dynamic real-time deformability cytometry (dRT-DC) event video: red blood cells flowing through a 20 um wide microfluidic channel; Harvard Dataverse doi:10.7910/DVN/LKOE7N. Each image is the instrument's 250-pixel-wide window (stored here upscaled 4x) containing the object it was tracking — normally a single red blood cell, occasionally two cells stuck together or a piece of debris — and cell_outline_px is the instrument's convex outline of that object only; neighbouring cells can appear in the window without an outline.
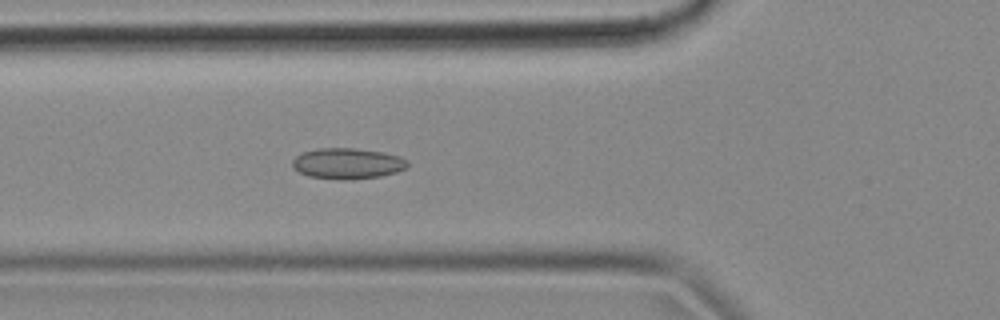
{"species": "common noctule bat (a hibernating species)", "species_latin": "Nyctalus noctula", "temperature_condition": "cold", "stored_images_in_passage": 54, "camera_frame_rate_fps": 3000, "um_per_image_px": 0.085, "animal": {"sex": "female", "body_mass_g": 18.4}, "frame": {"image": 1, "passage_image": 19, "time_ms": 6.0, "image_size_px": [1000, 320], "cell_outline_px": [[408, 164], [404, 168], [396, 172], [380, 176], [352, 180], [340, 180], [308, 176], [292, 168], [292, 160], [296, 156], [304, 152], [316, 148], [356, 148], [384, 152], [400, 156], [408, 160]], "centroid_in_image_um": [29.53, 13.9], "position_along_channel_um": 96.3, "area_um2": 20.87}}
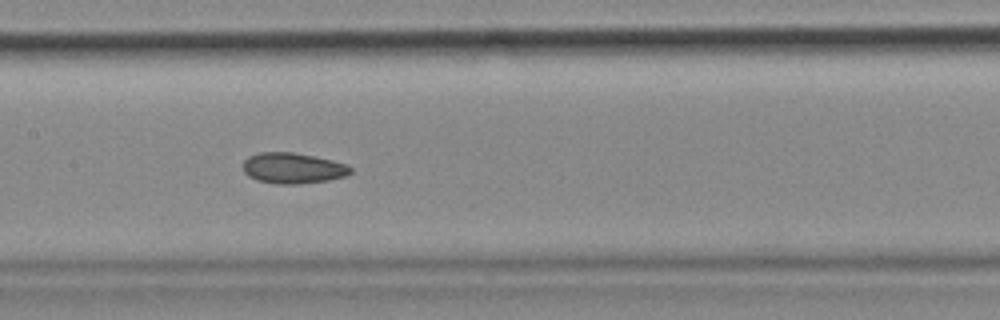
{"frame": {"image": 2, "passage_image": 26, "time_ms": 8.333, "image_size_px": [1000, 320], "cell_outline_px": [[352, 172], [344, 176], [328, 180], [300, 184], [276, 184], [256, 180], [248, 176], [244, 172], [244, 160], [248, 156], [260, 152], [292, 152], [332, 160], [344, 164], [352, 168]], "centroid_in_image_um": [24.86, 14.3], "position_along_channel_um": 182.5, "area_um2": 19.19}}
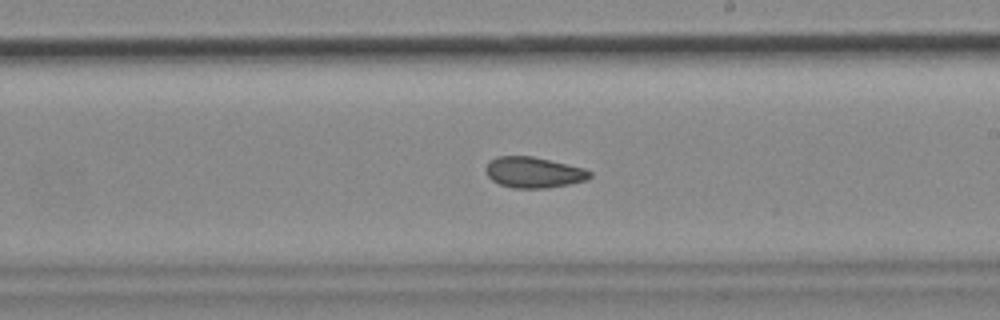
{"frame": {"image": 3, "passage_image": 31, "time_ms": 10.0, "image_size_px": [1000, 320], "cell_outline_px": [[592, 176], [588, 180], [548, 188], [512, 188], [500, 184], [492, 180], [488, 176], [484, 168], [496, 156], [532, 156], [568, 164], [584, 168], [592, 172]], "centroid_in_image_um": [45.38, 14.65], "position_along_channel_um": 243.6, "area_um2": 18.73}, "authors_computed_cell_mechanics": {"area_um2": 19.652, "velocity_mm_per_s": 3.6875, "shape_relaxation_time_tau1_ms": null, "shape_relaxation_time_tau2_ms": 5.3987, "deformation_change_tau1": null, "deformation_change_tau2": 0.1048}}